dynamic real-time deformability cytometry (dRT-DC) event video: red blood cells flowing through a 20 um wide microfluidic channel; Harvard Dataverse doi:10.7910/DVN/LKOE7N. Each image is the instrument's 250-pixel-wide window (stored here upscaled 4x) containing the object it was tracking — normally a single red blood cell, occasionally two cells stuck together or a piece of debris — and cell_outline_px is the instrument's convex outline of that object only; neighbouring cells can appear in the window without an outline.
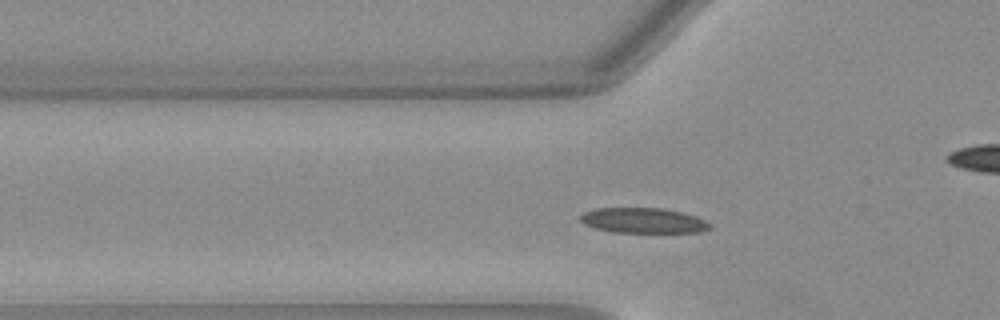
{"species": "Egyptian fruit bat (a non-hibernating species)", "species_latin": "Rousettus aegyptiacus", "temperature_condition": "warm", "stored_images_in_passage": 37, "camera_frame_rate_fps": 3000, "um_per_image_px": 0.085, "animal": {"sex": "female"}, "frame": {"image": 1, "passage_image": 7, "time_ms": 2.0, "image_size_px": [1000, 320], "cell_outline_px": [[712, 228], [700, 232], [612, 232], [596, 228], [584, 224], [580, 220], [580, 216], [584, 212], [596, 208], [660, 208], [684, 212], [696, 216], [712, 224]], "centroid_in_image_um": [54.7, 18.74], "position_along_channel_um": 71.1, "area_um2": 19.07}}
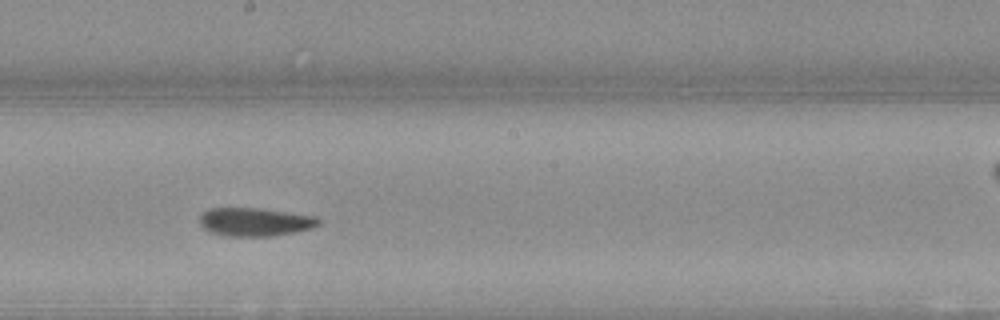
{"frame": {"image": 2, "passage_image": 19, "time_ms": 6.0, "image_size_px": [1000, 320], "cell_outline_px": [[320, 224], [312, 228], [272, 236], [224, 236], [212, 232], [204, 228], [200, 224], [200, 216], [208, 208], [256, 208], [316, 216], [320, 220]], "centroid_in_image_um": [21.66, 18.86], "position_along_channel_um": 226.5, "area_um2": 19.48}}
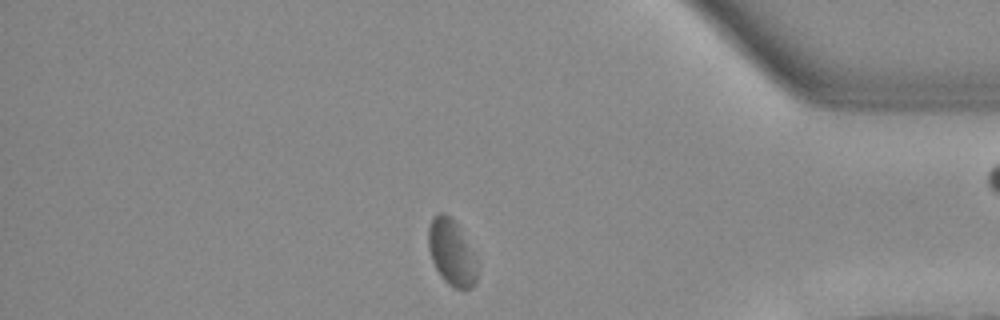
{"frame": {"image": 3, "passage_image": 34, "time_ms": 11.0, "image_size_px": [1000, 320], "cell_outline_px": [[476, 280], [472, 288], [456, 288], [448, 284], [440, 276], [432, 260], [428, 248], [428, 228], [432, 216], [440, 212], [444, 212], [456, 220], [476, 264]], "centroid_in_image_um": [38.33, 21.42], "position_along_channel_um": 396.9, "area_um2": 18.44}, "authors_computed_cell_mechanics": {"area_um2": 19.8254, "velocity_mm_per_s": 3.9269, "shape_relaxation_time_tau1_ms": null, "shape_relaxation_time_tau2_ms": 1.7474, "deformation_change_tau1": null, "deformation_change_tau2": 0.0594}}